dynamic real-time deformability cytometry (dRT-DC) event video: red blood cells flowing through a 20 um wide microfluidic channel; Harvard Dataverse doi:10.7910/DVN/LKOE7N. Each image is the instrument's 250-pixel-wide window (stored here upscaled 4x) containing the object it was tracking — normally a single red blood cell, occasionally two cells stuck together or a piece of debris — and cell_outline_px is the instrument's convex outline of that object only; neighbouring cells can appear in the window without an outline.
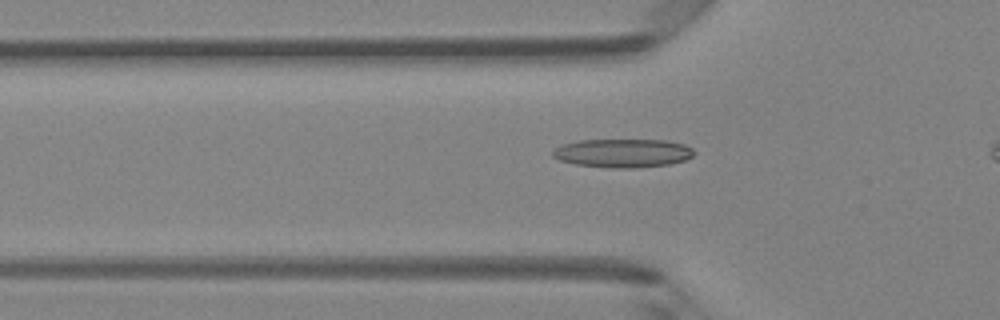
{"species": "Egyptian fruit bat (a non-hibernating species)", "species_latin": "Rousettus aegyptiacus", "temperature_condition": "room temperature", "stored_images_in_passage": 36, "camera_frame_rate_fps": 3000, "um_per_image_px": 0.085, "animal": {"sex": "female"}, "frame": {"image": 1, "passage_image": 10, "time_ms": 3.0, "image_size_px": [1000, 320], "cell_outline_px": [[696, 152], [692, 156], [684, 160], [668, 164], [636, 168], [608, 168], [576, 164], [560, 160], [552, 156], [552, 152], [560, 144], [580, 140], [668, 140], [684, 144], [692, 148]], "centroid_in_image_um": [52.94, 13.01], "position_along_channel_um": 72.9, "area_um2": 23.64}}
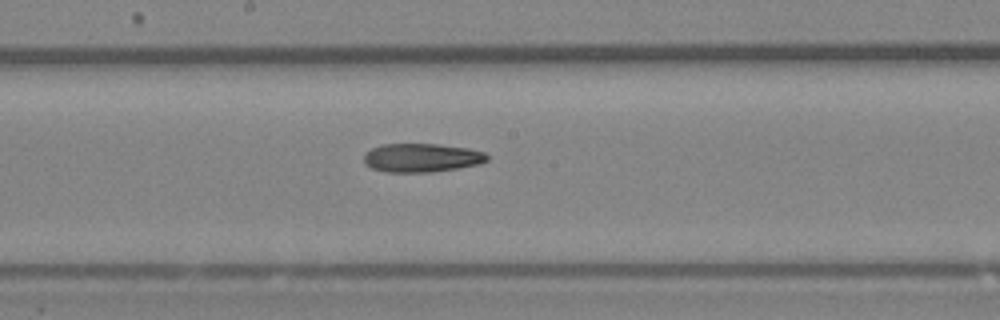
{"frame": {"image": 2, "passage_image": 20, "time_ms": 6.333, "image_size_px": [1000, 320], "cell_outline_px": [[488, 160], [480, 164], [432, 172], [384, 172], [372, 168], [364, 164], [364, 152], [372, 148], [384, 144], [436, 144], [468, 148], [484, 152], [488, 156]], "centroid_in_image_um": [35.82, 13.41], "position_along_channel_um": 212.4, "area_um2": 20.63}}
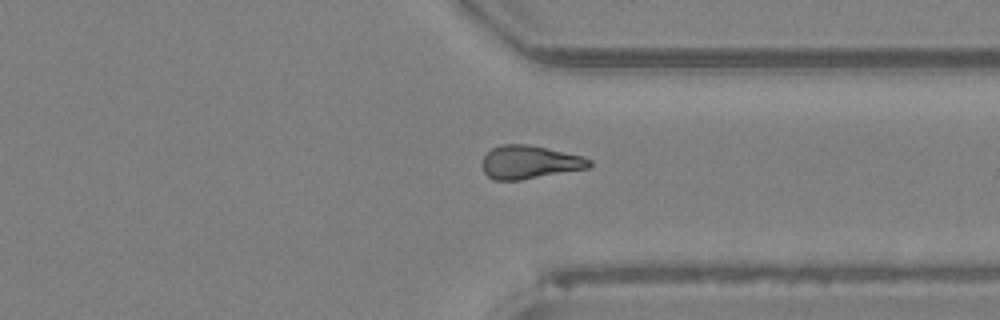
{"frame": {"image": 3, "passage_image": 31, "time_ms": 10.0, "image_size_px": [1000, 320], "cell_outline_px": [[592, 164], [588, 168], [520, 180], [492, 180], [484, 172], [480, 164], [484, 156], [492, 148], [504, 144], [528, 144], [584, 156], [592, 160]], "centroid_in_image_um": [45.0, 13.78], "position_along_channel_um": 366.4, "area_um2": 20.87}}